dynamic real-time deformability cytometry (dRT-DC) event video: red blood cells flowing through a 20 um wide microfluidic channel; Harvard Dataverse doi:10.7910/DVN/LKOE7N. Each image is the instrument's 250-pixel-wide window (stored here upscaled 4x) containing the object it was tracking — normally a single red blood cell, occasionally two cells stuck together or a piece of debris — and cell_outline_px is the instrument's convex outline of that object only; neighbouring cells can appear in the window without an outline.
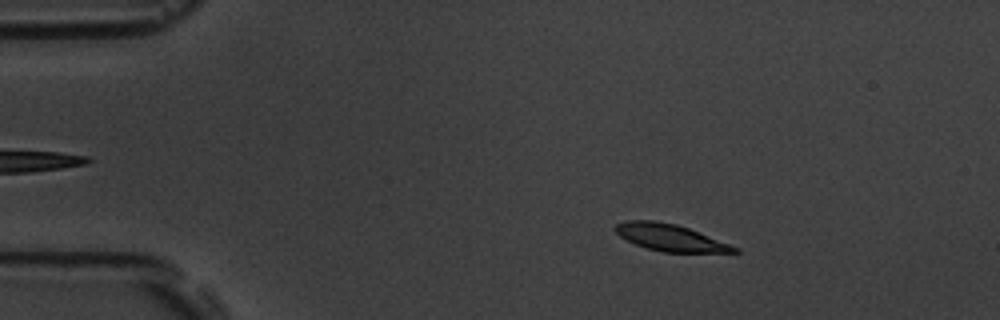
{"species": "common noctule bat (a hibernating species)", "species_latin": "Nyctalus noctula", "temperature_condition": "room temperature", "stored_images_in_passage": 56, "camera_frame_rate_fps": 3000, "um_per_image_px": 0.085, "animal": {"sex": "male", "body_mass_g": 19.5, "forearm_length_mm": 54.6}, "frame": {"image": 1, "passage_image": 9, "time_ms": 2.667, "image_size_px": [1000, 320], "cell_outline_px": [[740, 252], [664, 252], [648, 248], [636, 244], [620, 236], [612, 228], [616, 224], [624, 220], [656, 220], [676, 224], [688, 228], [740, 248]], "centroid_in_image_um": [56.94, 20.18], "position_along_channel_um": 28.1, "area_um2": 18.44}}
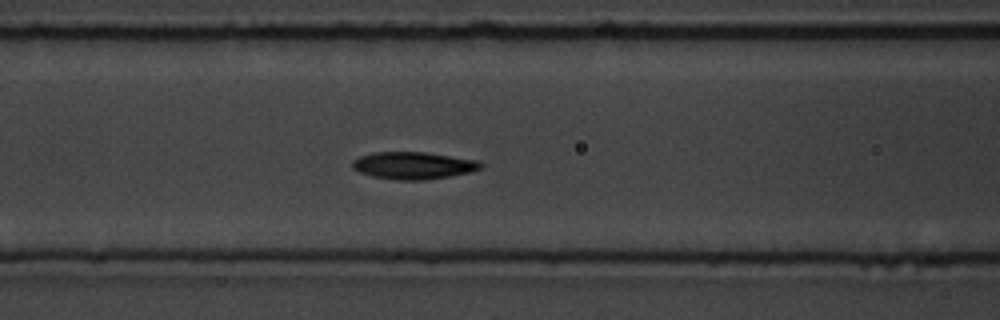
{"frame": {"image": 2, "passage_image": 23, "time_ms": 7.333, "image_size_px": [1000, 320], "cell_outline_px": [[484, 168], [472, 172], [424, 180], [396, 180], [372, 176], [360, 172], [352, 168], [352, 160], [360, 156], [372, 152], [424, 152], [476, 160], [484, 164]], "centroid_in_image_um": [35.14, 14.07], "position_along_channel_um": 131.5, "area_um2": 20.4}}
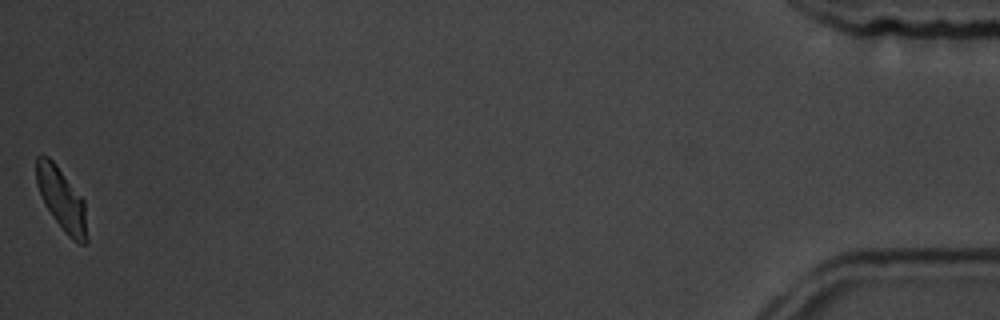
{"frame": {"image": 3, "passage_image": 56, "time_ms": 18.333, "image_size_px": [1000, 320], "cell_outline_px": [[88, 240], [84, 244], [80, 244], [72, 240], [64, 232], [52, 216], [44, 204], [36, 184], [36, 156], [48, 156], [56, 164], [84, 200]], "centroid_in_image_um": [5.24, 16.96], "position_along_channel_um": 430.0, "area_um2": 18.5}, "authors_computed_cell_mechanics": {"area_um2": 19.7387, "velocity_mm_per_s": 3.5954, "shape_relaxation_time_tau1_ms": 3.0709, "shape_relaxation_time_tau2_ms": 2.6001, "deformation_change_tau1": 0.1156, "deformation_change_tau2": 0.071}}